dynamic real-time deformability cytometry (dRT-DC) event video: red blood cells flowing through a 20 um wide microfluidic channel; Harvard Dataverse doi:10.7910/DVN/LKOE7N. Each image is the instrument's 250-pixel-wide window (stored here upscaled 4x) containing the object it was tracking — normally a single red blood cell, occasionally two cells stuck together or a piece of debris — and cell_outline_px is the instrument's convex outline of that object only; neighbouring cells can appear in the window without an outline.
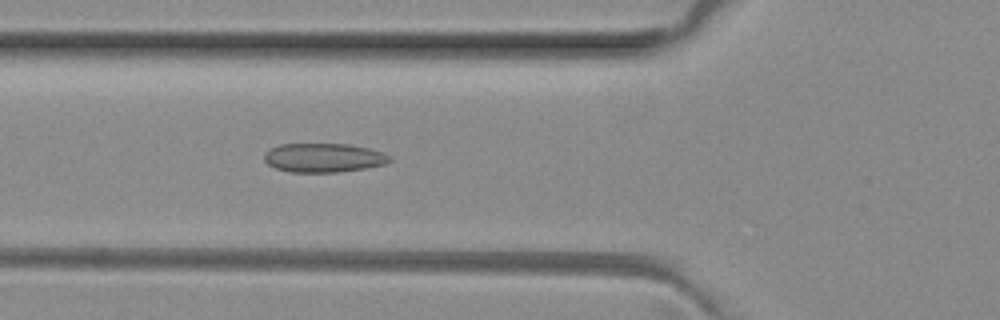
{"species": "common noctule bat (a hibernating species)", "species_latin": "Nyctalus noctula", "temperature_condition": "room temperature", "stored_images_in_passage": 6, "camera_frame_rate_fps": 3000, "um_per_image_px": 0.085, "animal": {"sex": "female", "body_mass_g": 29.2, "forearm_length_mm": 56.3}, "frame": {"image": 1, "passage_image": 6, "time_ms": 1.667, "image_size_px": [1000, 320], "cell_outline_px": [[392, 160], [388, 164], [340, 172], [288, 172], [276, 168], [268, 164], [264, 160], [264, 152], [268, 148], [280, 144], [348, 144], [368, 148], [384, 152], [392, 156]], "centroid_in_image_um": [27.52, 13.4], "position_along_channel_um": 98.3, "area_um2": 21.5}}